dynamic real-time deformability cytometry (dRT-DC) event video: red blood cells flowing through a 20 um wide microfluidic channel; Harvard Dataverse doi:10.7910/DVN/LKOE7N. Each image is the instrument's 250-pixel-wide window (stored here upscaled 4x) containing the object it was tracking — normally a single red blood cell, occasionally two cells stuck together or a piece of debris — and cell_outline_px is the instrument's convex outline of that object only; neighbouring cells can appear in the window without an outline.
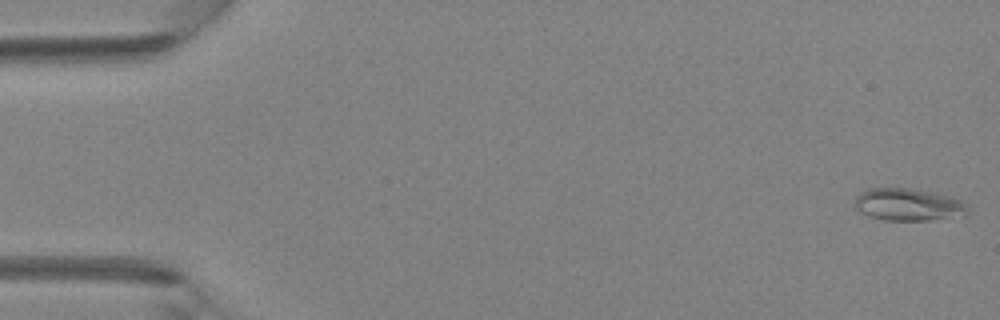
{"species": "Egyptian fruit bat (a non-hibernating species)", "species_latin": "Rousettus aegyptiacus", "temperature_condition": "room temperature", "stored_images_in_passage": 5, "camera_frame_rate_fps": 3000, "um_per_image_px": 0.085, "animal": {"sex": "female"}, "frame": {"image": 1, "passage_image": 1, "time_ms": 0.0, "image_size_px": [1000, 320], "cell_outline_px": [[968, 212], [964, 216], [928, 220], [884, 220], [868, 216], [860, 212], [856, 208], [856, 196], [860, 192], [868, 188], [912, 188], [936, 192], [952, 196], [960, 200], [968, 208]], "centroid_in_image_um": [77.22, 17.38], "position_along_channel_um": 7.8, "area_um2": 21.5}}